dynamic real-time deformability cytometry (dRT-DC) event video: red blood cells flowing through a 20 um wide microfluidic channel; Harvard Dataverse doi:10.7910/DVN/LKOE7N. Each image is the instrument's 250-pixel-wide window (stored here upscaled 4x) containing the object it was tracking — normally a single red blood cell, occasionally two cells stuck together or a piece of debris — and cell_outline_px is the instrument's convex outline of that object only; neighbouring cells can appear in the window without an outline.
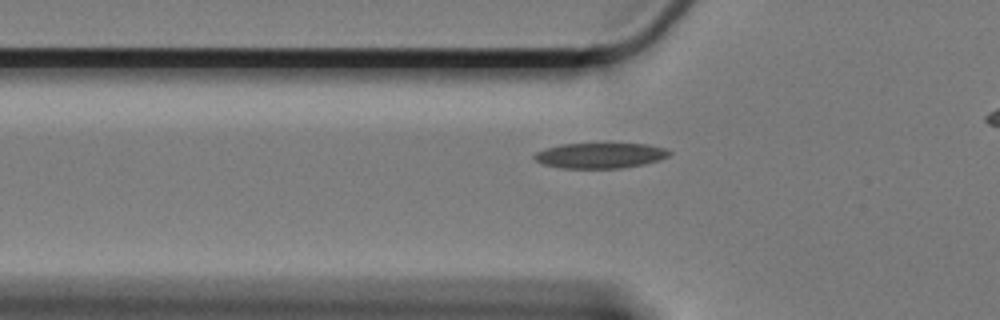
{"species": "Egyptian fruit bat (a non-hibernating species)", "species_latin": "Rousettus aegyptiacus", "temperature_condition": "cold", "stored_images_in_passage": 37, "camera_frame_rate_fps": 3000, "um_per_image_px": 0.085, "animal": {"sex": "female"}, "frame": {"image": 1, "passage_image": 4, "time_ms": 1.0, "image_size_px": [1000, 320], "cell_outline_px": [[672, 152], [668, 156], [660, 160], [644, 164], [620, 168], [560, 168], [544, 164], [536, 160], [532, 156], [536, 152], [544, 148], [560, 144], [648, 144], [664, 148]], "centroid_in_image_um": [51.0, 13.22], "position_along_channel_um": 74.8, "area_um2": 19.94}}
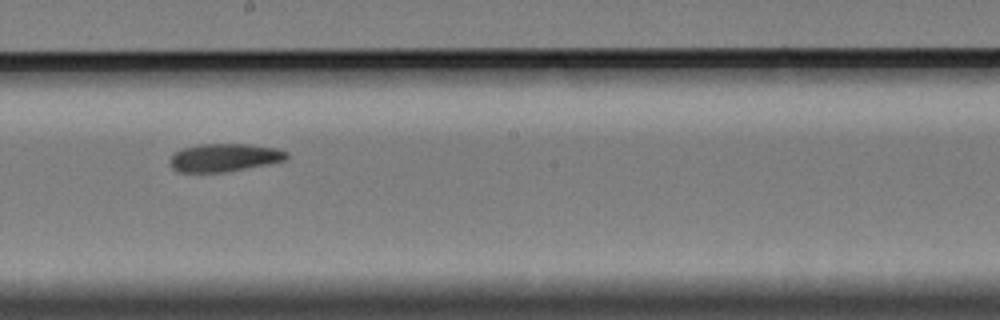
{"frame": {"image": 2, "passage_image": 18, "time_ms": 5.667, "image_size_px": [1000, 320], "cell_outline_px": [[288, 160], [268, 164], [224, 172], [176, 172], [168, 164], [168, 160], [176, 152], [184, 148], [200, 144], [248, 144], [276, 148], [288, 152]], "centroid_in_image_um": [19.06, 13.4], "position_along_channel_um": 229.1, "area_um2": 19.13}}
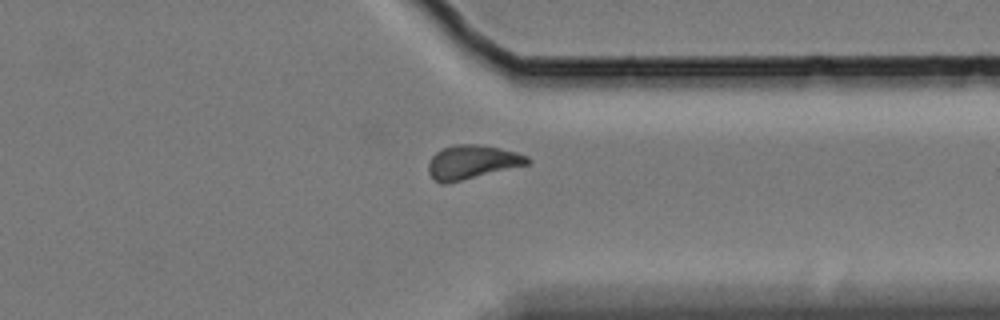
{"frame": {"image": 3, "passage_image": 31, "time_ms": 10.0, "image_size_px": [1000, 320], "cell_outline_px": [[532, 160], [528, 164], [448, 184], [440, 184], [428, 172], [428, 164], [432, 156], [436, 152], [452, 144], [476, 144], [500, 148], [516, 152], [528, 156]], "centroid_in_image_um": [40.12, 13.78], "position_along_channel_um": 371.3, "area_um2": 19.59}}